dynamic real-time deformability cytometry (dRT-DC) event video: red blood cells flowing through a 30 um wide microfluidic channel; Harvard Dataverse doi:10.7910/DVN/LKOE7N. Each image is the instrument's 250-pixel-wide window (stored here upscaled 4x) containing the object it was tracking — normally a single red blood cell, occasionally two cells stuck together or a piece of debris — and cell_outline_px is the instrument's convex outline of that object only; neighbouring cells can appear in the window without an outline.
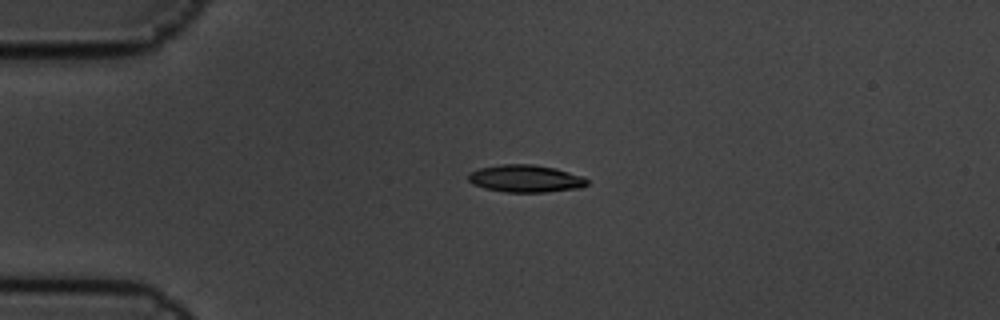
{"species": "common noctule bat (a hibernating species)", "species_latin": "Nyctalus noctula", "temperature_condition": "cold", "stored_images_in_passage": 3, "camera_frame_rate_fps": 3000, "um_per_image_px": 0.085, "animal": {"sex": "male", "body_mass_g": 19.5, "forearm_length_mm": 54.6}, "frame": {"image": 1, "passage_image": 1, "time_ms": 0.0, "image_size_px": [1000, 320], "cell_outline_px": [[588, 184], [580, 188], [544, 192], [504, 192], [484, 188], [472, 184], [468, 180], [468, 172], [480, 168], [500, 164], [532, 164], [556, 168], [584, 176], [588, 180]], "centroid_in_image_um": [44.67, 15.17], "position_along_channel_um": 40.3, "area_um2": 19.13}}
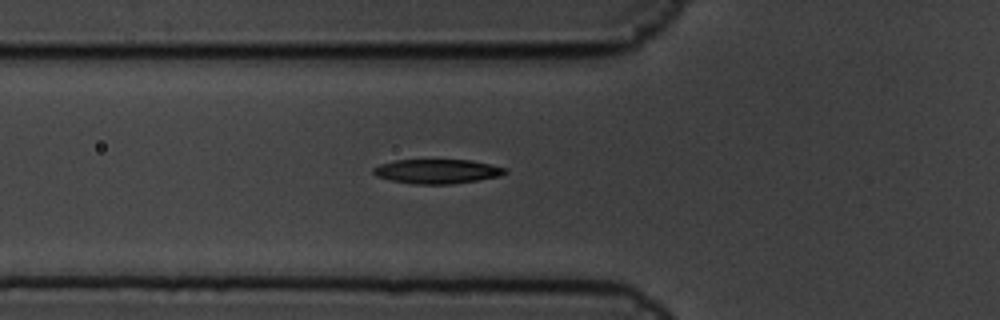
{"frame": {"image": 2, "passage_image": 3, "time_ms": 0.667, "image_size_px": [1000, 320], "cell_outline_px": [[508, 172], [500, 176], [452, 184], [412, 184], [392, 180], [376, 176], [372, 172], [372, 168], [380, 164], [396, 160], [472, 160], [508, 168]], "centroid_in_image_um": [37.17, 14.56], "position_along_channel_um": 88.6, "area_um2": 18.73}}